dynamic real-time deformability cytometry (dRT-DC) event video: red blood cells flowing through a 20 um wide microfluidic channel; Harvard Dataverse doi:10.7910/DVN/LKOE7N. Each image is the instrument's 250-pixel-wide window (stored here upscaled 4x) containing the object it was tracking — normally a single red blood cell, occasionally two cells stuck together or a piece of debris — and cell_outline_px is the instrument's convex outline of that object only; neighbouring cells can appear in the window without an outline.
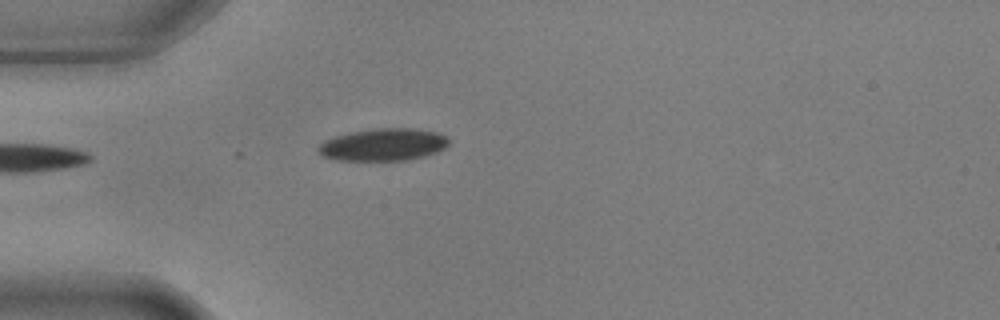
{"species": "common noctule bat (a hibernating species)", "species_latin": "Nyctalus noctula", "temperature_condition": "warm", "stored_images_in_passage": 1, "camera_frame_rate_fps": 3000, "um_per_image_px": 0.085, "animal": {"sex": "male", "body_mass_g": 17.9, "forearm_length_mm": 54.2}, "frame": {"image": 1, "passage_image": 1, "time_ms": 0.0, "image_size_px": [1000, 320], "cell_outline_px": [[448, 144], [444, 148], [436, 152], [424, 156], [408, 160], [336, 160], [324, 156], [316, 152], [316, 148], [324, 140], [336, 136], [352, 132], [376, 128], [416, 128], [436, 132], [448, 136]], "centroid_in_image_um": [32.57, 12.29], "position_along_channel_um": 52.4, "area_um2": 24.62}}